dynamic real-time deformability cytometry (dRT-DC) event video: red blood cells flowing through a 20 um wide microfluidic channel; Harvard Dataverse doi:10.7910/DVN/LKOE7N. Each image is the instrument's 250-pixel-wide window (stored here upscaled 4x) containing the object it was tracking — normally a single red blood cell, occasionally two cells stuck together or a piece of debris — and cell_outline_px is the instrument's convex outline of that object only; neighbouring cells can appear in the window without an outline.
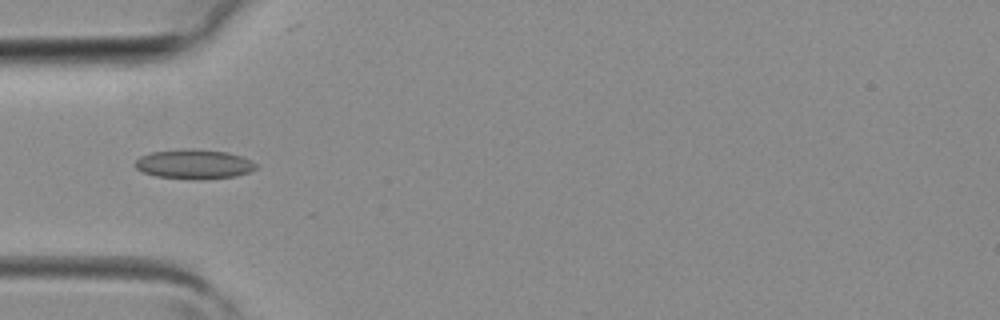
{"species": "common noctule bat (a hibernating species)", "species_latin": "Nyctalus noctula", "temperature_condition": "room temperature", "stored_images_in_passage": 4, "camera_frame_rate_fps": 3000, "um_per_image_px": 0.085, "animal": {"sex": "female", "body_mass_g": 19.3, "forearm_length_mm": 54.1}, "frame": {"image": 1, "passage_image": 4, "time_ms": 1.0, "image_size_px": [1000, 320], "cell_outline_px": [[260, 164], [256, 168], [248, 172], [236, 176], [200, 180], [196, 180], [156, 176], [144, 172], [136, 168], [132, 164], [140, 156], [152, 152], [180, 148], [228, 152], [240, 156]], "centroid_in_image_um": [16.48, 13.96], "position_along_channel_um": 68.5, "area_um2": 20.92}}